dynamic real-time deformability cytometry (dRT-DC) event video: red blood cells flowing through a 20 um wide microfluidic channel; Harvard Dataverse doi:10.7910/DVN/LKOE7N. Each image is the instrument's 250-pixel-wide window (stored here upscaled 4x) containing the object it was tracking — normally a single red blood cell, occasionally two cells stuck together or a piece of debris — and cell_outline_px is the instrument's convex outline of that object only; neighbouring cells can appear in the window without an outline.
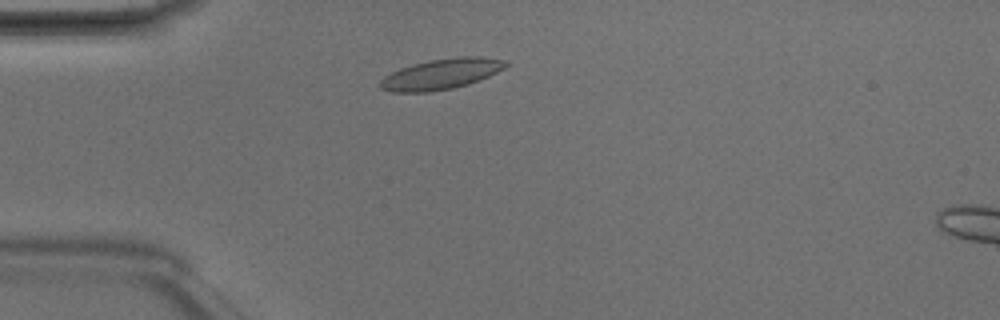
{"species": "Egyptian fruit bat (a non-hibernating species)", "species_latin": "Rousettus aegyptiacus", "temperature_condition": "room temperature", "stored_images_in_passage": 3, "camera_frame_rate_fps": 3000, "um_per_image_px": 0.085, "animal": {"sex": "male"}, "frame": {"image": 1, "passage_image": 2, "time_ms": 0.333, "image_size_px": [1000, 320], "cell_outline_px": [[512, 64], [488, 76], [468, 84], [452, 88], [428, 92], [392, 92], [380, 88], [380, 80], [384, 76], [400, 68], [412, 64], [432, 60], [460, 56], [480, 56], [508, 60]], "centroid_in_image_um": [37.54, 6.28], "position_along_channel_um": 47.5, "area_um2": 22.37}}